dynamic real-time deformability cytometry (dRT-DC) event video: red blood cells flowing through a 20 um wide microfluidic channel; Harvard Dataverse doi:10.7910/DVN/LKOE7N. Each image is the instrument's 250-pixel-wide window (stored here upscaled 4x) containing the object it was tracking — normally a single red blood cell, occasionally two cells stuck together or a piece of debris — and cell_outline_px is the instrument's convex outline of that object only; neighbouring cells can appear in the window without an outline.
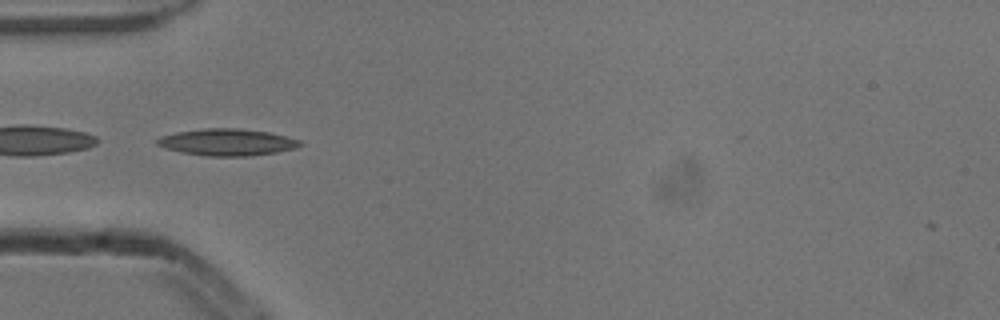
{"species": "common noctule bat (a hibernating species)", "species_latin": "Nyctalus noctula", "temperature_condition": "cold", "stored_images_in_passage": 37, "camera_frame_rate_fps": 3000, "um_per_image_px": 0.085, "animal": {"sex": "male", "body_mass_g": 13.3}, "frame": {"image": 1, "passage_image": 1, "time_ms": 0.0, "image_size_px": [1000, 320], "cell_outline_px": [[304, 144], [296, 148], [276, 152], [248, 156], [204, 156], [180, 152], [164, 148], [156, 144], [156, 140], [160, 136], [176, 132], [204, 128], [236, 128], [268, 132], [300, 140]], "centroid_in_image_um": [19.27, 12.09], "position_along_channel_um": 65.7, "area_um2": 22.37}, "authors_computed_cell_mechanics": {"area_um2": 19.9988, "velocity_mm_per_s": 3.8739, "shape_relaxation_time_tau1_ms": 5.8268, "shape_relaxation_time_tau2_ms": 2.1658, "deformation_change_tau1": 0.1707, "deformation_change_tau2": 0.0902}}